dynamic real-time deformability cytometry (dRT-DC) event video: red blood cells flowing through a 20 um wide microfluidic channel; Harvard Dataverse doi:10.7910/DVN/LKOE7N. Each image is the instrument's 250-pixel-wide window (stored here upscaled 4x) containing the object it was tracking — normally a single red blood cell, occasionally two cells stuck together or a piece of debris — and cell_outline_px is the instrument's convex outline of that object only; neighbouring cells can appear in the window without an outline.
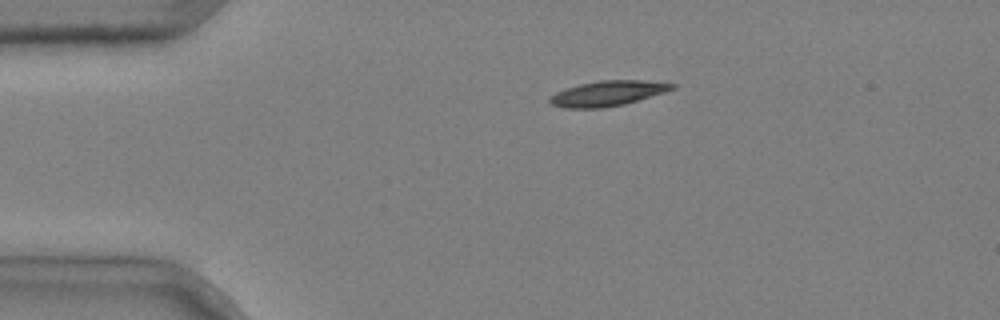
{"species": "common noctule bat (a hibernating species)", "species_latin": "Nyctalus noctula", "temperature_condition": "cold", "stored_images_in_passage": 3, "camera_frame_rate_fps": 3000, "um_per_image_px": 0.085, "animal": {"sex": "male", "body_mass_g": 20.4}, "frame": {"image": 1, "passage_image": 1, "time_ms": 0.0, "image_size_px": [1000, 320], "cell_outline_px": [[676, 88], [664, 92], [624, 104], [604, 108], [564, 108], [552, 104], [548, 100], [556, 92], [564, 88], [580, 84], [600, 80], [640, 80], [676, 84]], "centroid_in_image_um": [51.63, 7.94], "position_along_channel_um": 33.4, "area_um2": 17.8}}
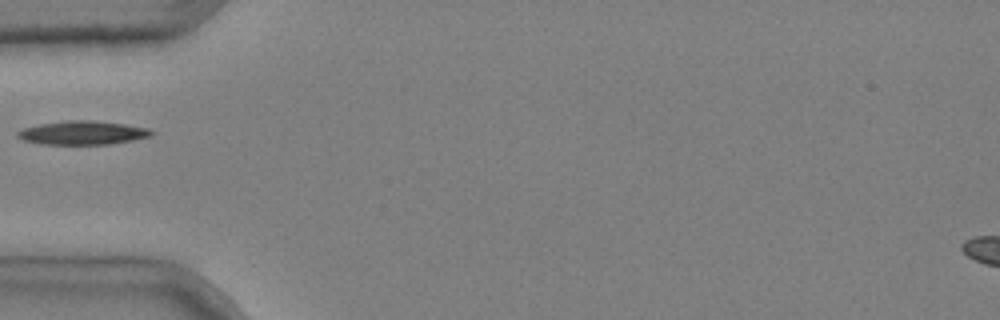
{"frame": {"image": 2, "passage_image": 3, "time_ms": 0.667, "image_size_px": [1000, 320], "cell_outline_px": [[156, 132], [152, 136], [132, 140], [108, 144], [40, 144], [24, 140], [16, 136], [16, 132], [24, 128], [40, 124], [64, 120], [92, 120], [124, 124], [148, 128]], "centroid_in_image_um": [7.03, 11.28], "position_along_channel_um": 78.0, "area_um2": 18.5}}